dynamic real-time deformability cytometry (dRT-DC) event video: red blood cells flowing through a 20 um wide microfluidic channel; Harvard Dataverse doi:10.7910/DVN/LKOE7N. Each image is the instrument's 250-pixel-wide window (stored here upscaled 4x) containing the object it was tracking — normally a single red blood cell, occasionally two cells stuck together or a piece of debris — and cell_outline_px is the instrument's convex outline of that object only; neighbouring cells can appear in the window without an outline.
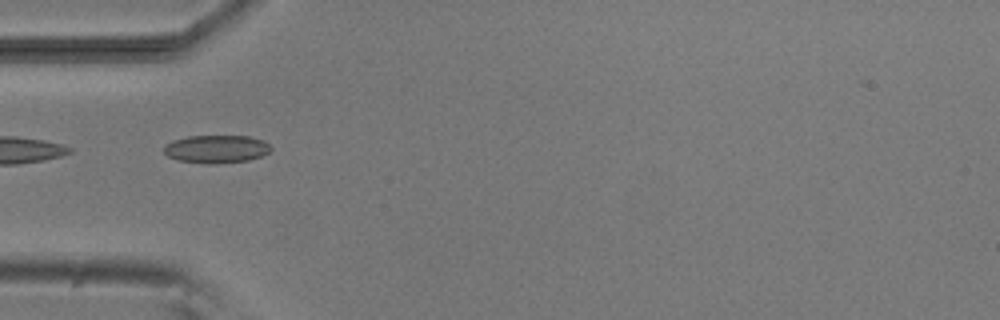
{"species": "common noctule bat (a hibernating species)", "species_latin": "Nyctalus noctula", "temperature_condition": "room temperature", "stored_images_in_passage": 8, "camera_frame_rate_fps": 3000, "um_per_image_px": 0.085, "animal": {"sex": "male", "body_mass_g": 20.5, "forearm_length_mm": 52.5}, "frame": {"image": 1, "passage_image": 5, "time_ms": 4.667, "image_size_px": [1000, 320], "cell_outline_px": [[272, 148], [268, 152], [260, 156], [248, 160], [216, 164], [208, 164], [176, 160], [168, 156], [164, 152], [164, 144], [172, 140], [188, 136], [248, 136], [264, 140]], "centroid_in_image_um": [18.35, 12.66], "position_along_channel_um": 66.6, "area_um2": 17.51}}
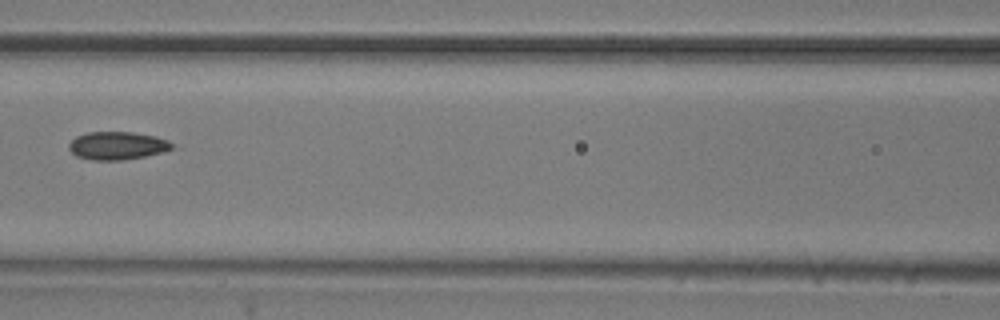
{"frame": {"image": 2, "passage_image": 7, "time_ms": 7.0, "image_size_px": [1000, 320], "cell_outline_px": [[172, 148], [164, 152], [124, 160], [92, 160], [76, 156], [68, 148], [68, 144], [76, 136], [88, 132], [132, 132], [156, 136], [168, 140], [172, 144]], "centroid_in_image_um": [9.95, 12.38], "position_along_channel_um": 156.6, "area_um2": 16.82}}
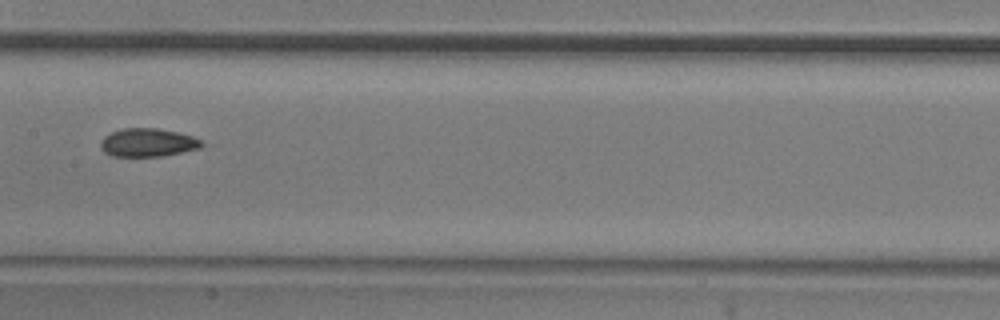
{"frame": {"image": 3, "passage_image": 8, "time_ms": 8.0, "image_size_px": [1000, 320], "cell_outline_px": [[212, 144], [200, 148], [160, 156], [112, 156], [104, 152], [100, 148], [100, 144], [104, 136], [120, 128], [160, 128], [180, 132], [192, 136]], "centroid_in_image_um": [12.63, 12.1], "position_along_channel_um": 194.8, "area_um2": 16.99}}